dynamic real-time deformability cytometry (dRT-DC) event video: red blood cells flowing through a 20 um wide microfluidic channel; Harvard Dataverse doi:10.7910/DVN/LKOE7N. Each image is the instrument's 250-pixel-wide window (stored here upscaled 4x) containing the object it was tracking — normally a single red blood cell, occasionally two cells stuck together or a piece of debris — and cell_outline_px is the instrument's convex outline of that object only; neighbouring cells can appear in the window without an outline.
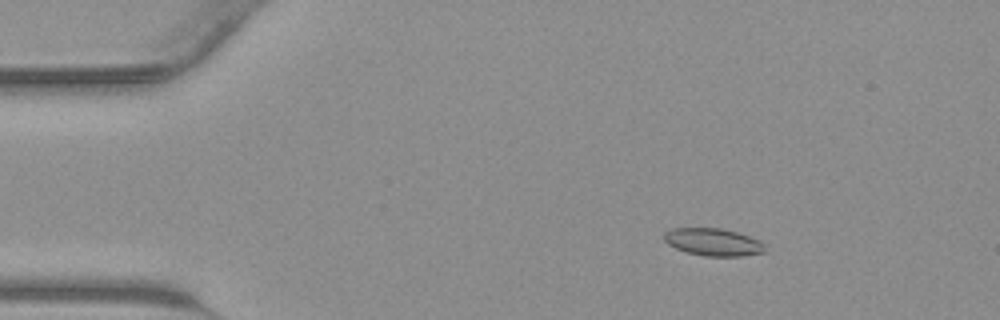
{"species": "common noctule bat (a hibernating species)", "species_latin": "Nyctalus noctula", "temperature_condition": "warm", "stored_images_in_passage": 45, "segment_of_instrument_passage": [1, 2], "camera_frame_rate_fps": 3000, "um_per_image_px": 0.085, "animal": {"sex": "male", "body_mass_g": 23.1, "forearm_length_mm": 52.7}, "frame": {"image": 1, "passage_image": 7, "time_ms": 2.0, "image_size_px": [1000, 320], "cell_outline_px": [[764, 252], [740, 256], [704, 256], [684, 252], [668, 244], [664, 240], [664, 232], [672, 228], [720, 228], [736, 232], [760, 240], [764, 244]], "centroid_in_image_um": [60.59, 20.57], "position_along_channel_um": 24.4, "area_um2": 16.13}}
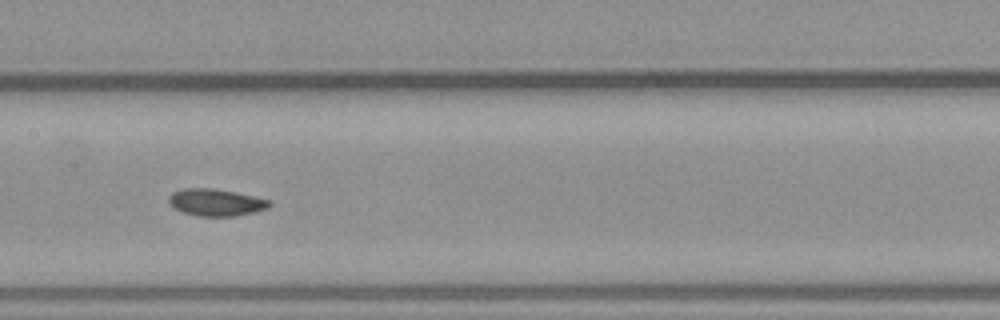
{"frame": {"image": 2, "passage_image": 22, "time_ms": 7.0, "image_size_px": [1000, 320], "cell_outline_px": [[272, 204], [268, 208], [236, 216], [200, 216], [184, 212], [176, 208], [168, 200], [168, 196], [172, 192], [184, 188], [212, 188], [236, 192], [272, 200]], "centroid_in_image_um": [18.39, 17.19], "position_along_channel_um": 189.0, "area_um2": 15.78}}
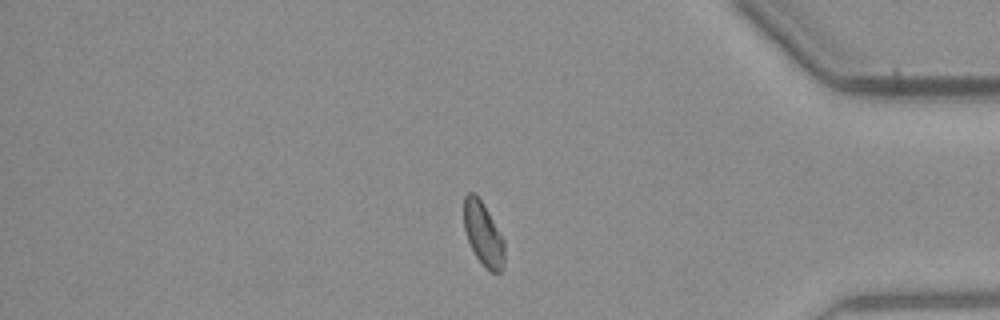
{"frame": {"image": 3, "passage_image": 37, "time_ms": 12.0, "image_size_px": [1000, 320], "cell_outline_px": [[504, 264], [500, 272], [492, 272], [476, 256], [468, 240], [464, 228], [464, 196], [468, 192], [472, 192], [480, 200], [488, 212], [504, 240]], "centroid_in_image_um": [41.07, 19.87], "position_along_channel_um": 394.1, "area_um2": 14.57}}